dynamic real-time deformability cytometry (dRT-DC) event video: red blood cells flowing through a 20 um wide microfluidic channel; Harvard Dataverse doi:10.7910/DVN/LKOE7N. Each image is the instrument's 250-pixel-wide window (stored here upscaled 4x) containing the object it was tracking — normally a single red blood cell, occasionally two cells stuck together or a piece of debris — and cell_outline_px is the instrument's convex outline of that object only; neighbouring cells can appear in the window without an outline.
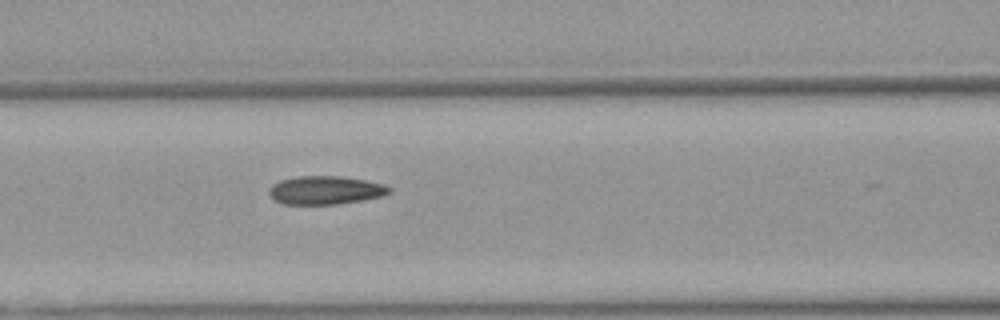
{"species": "Egyptian fruit bat (a non-hibernating species)", "species_latin": "Rousettus aegyptiacus", "temperature_condition": "warm", "stored_images_in_passage": 22, "camera_frame_rate_fps": 3000, "um_per_image_px": 0.085, "animal": {"sex": "female"}, "frame": {"image": 1, "passage_image": 18, "time_ms": 5.667, "image_size_px": [1000, 320], "cell_outline_px": [[392, 192], [384, 196], [336, 204], [284, 204], [272, 200], [268, 192], [268, 188], [272, 184], [280, 180], [296, 176], [344, 176], [384, 184], [392, 188]], "centroid_in_image_um": [27.64, 16.16], "position_along_channel_um": 139.0, "area_um2": 20.11}}
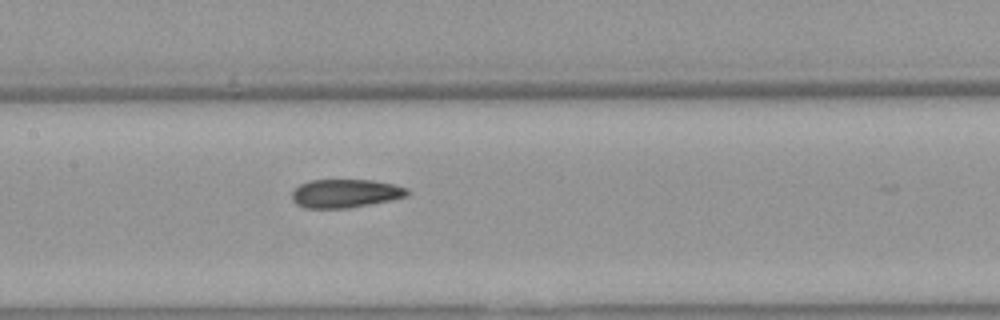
{"frame": {"image": 2, "passage_image": 21, "time_ms": 6.667, "image_size_px": [1000, 320], "cell_outline_px": [[408, 196], [392, 200], [348, 208], [304, 208], [296, 204], [292, 200], [292, 192], [300, 184], [308, 180], [372, 180], [392, 184], [408, 188]], "centroid_in_image_um": [29.34, 16.44], "position_along_channel_um": 178.1, "area_um2": 19.19}}